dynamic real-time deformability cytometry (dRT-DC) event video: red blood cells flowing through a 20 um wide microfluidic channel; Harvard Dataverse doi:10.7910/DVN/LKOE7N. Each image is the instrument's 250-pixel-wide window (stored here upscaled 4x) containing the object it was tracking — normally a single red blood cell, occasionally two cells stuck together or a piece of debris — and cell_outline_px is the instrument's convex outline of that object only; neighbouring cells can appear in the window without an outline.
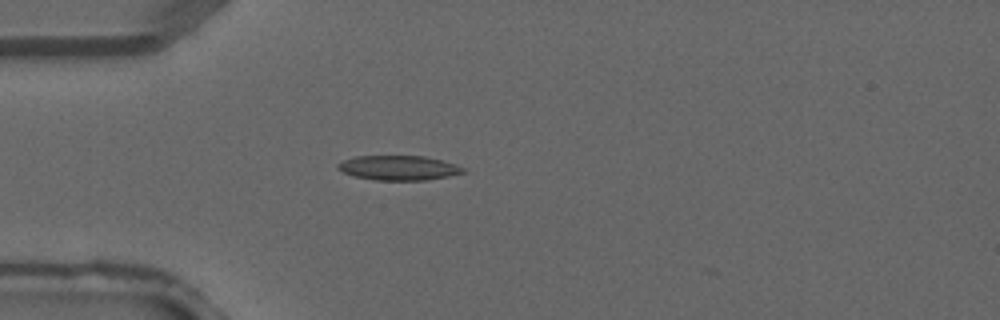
{"species": "common noctule bat (a hibernating species)", "species_latin": "Nyctalus noctula", "temperature_condition": "warm", "stored_images_in_passage": 2, "camera_frame_rate_fps": 3000, "um_per_image_px": 0.085, "animal": {"sex": "male", "forearm_length_mm": 52.5}, "frame": {"image": 1, "passage_image": 2, "time_ms": 0.333, "image_size_px": [1000, 320], "cell_outline_px": [[468, 172], [428, 180], [376, 180], [352, 176], [336, 168], [336, 164], [344, 160], [356, 156], [424, 156], [440, 160], [464, 168]], "centroid_in_image_um": [33.86, 14.27], "position_along_channel_um": 51.1, "area_um2": 17.92}}